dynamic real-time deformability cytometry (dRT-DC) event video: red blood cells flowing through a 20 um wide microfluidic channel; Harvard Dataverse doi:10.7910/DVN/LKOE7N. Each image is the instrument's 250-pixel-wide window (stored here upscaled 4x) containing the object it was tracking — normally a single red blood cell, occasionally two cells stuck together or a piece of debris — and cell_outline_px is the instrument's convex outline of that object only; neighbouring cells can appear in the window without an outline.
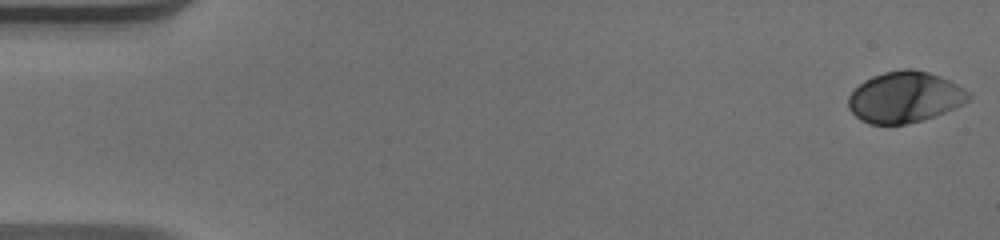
{"species": "human", "species_latin": "Homo sapiens", "temperature_condition": "warm", "stored_images_in_passage": 52, "camera_frame_rate_fps": 3000, "um_per_image_px": 0.085, "donor": {"sex": "male"}, "frame": {"image": 1, "passage_image": 1, "time_ms": 0.0, "image_size_px": [1000, 240], "cell_outline_px": [[972, 96], [964, 104], [956, 108], [924, 120], [908, 124], [868, 124], [860, 120], [848, 108], [848, 96], [864, 80], [872, 76], [884, 72], [900, 68], [912, 68], [928, 72], [948, 80], [956, 84], [968, 92]], "centroid_in_image_um": [76.9, 8.26], "position_along_channel_um": 8.1, "area_um2": 35.89}}
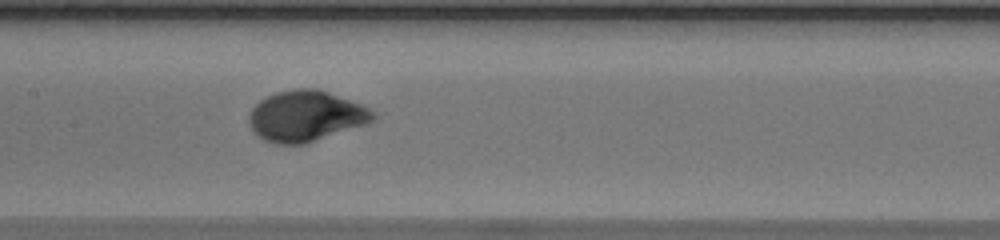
{"frame": {"image": 2, "passage_image": 26, "time_ms": 8.333, "image_size_px": [1000, 240], "cell_outline_px": [[376, 116], [372, 120], [364, 124], [304, 144], [276, 144], [264, 140], [248, 124], [248, 116], [252, 108], [260, 100], [276, 92], [296, 88], [316, 88], [328, 92], [360, 104], [368, 108]], "centroid_in_image_um": [25.94, 9.86], "position_along_channel_um": 181.5, "area_um2": 36.13}}
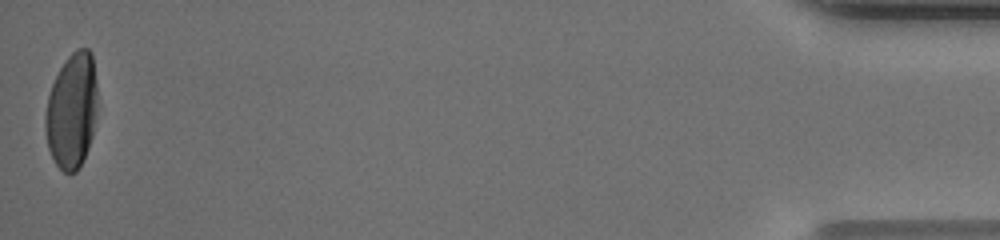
{"frame": {"image": 3, "passage_image": 52, "time_ms": 17.0, "image_size_px": [1000, 240], "cell_outline_px": [[96, 116], [92, 136], [88, 148], [80, 168], [76, 172], [64, 172], [56, 164], [48, 148], [44, 128], [44, 116], [48, 96], [52, 84], [60, 68], [68, 56], [76, 48], [88, 48], [92, 52], [96, 84]], "centroid_in_image_um": [6.09, 9.41], "position_along_channel_um": 429.1, "area_um2": 35.2}, "authors_computed_cell_mechanics": {"area_um2": 35.3447, "velocity_mm_per_s": 3.9324, "shape_relaxation_time_tau1_ms": 2.9431, "shape_relaxation_time_tau2_ms": null, "deformation_change_tau1": 0.1868, "deformation_change_tau2": null}}